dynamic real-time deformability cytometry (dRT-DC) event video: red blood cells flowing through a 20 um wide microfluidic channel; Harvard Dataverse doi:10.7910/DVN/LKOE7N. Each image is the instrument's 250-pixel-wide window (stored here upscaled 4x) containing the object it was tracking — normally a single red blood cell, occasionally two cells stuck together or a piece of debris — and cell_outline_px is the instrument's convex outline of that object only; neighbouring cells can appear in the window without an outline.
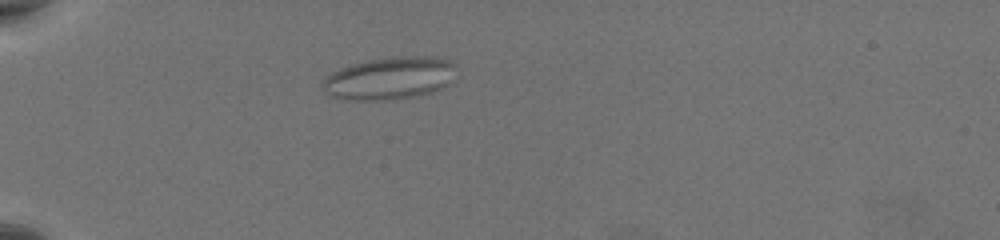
{"species": "common noctule bat (a hibernating species)", "species_latin": "Nyctalus noctula", "temperature_condition": "warm", "stored_images_in_passage": 55, "camera_frame_rate_fps": 3000, "um_per_image_px": 0.085, "animal": {"sex": "female", "body_mass_g": 19.5, "forearm_length_mm": 54.1}, "frame": {"image": 1, "passage_image": 15, "time_ms": 4.667, "image_size_px": [1000, 240], "cell_outline_px": [[456, 64], [448, 84], [432, 92], [416, 96], [392, 100], [344, 100], [328, 96], [324, 88], [324, 80], [332, 72], [352, 64], [368, 60], [400, 56], [436, 56], [448, 60]], "centroid_in_image_um": [33.11, 6.66], "position_along_channel_um": 51.9, "area_um2": 33.0}}
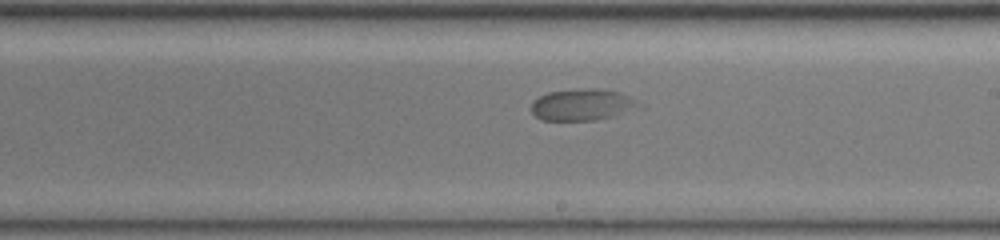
{"frame": {"image": 2, "passage_image": 33, "time_ms": 10.667, "image_size_px": [1000, 240], "cell_outline_px": [[644, 108], [596, 120], [540, 120], [532, 112], [532, 100], [548, 92], [580, 88], [600, 88], [620, 92], [644, 104]], "centroid_in_image_um": [49.56, 8.89], "position_along_channel_um": 239.4, "area_um2": 20.17}}
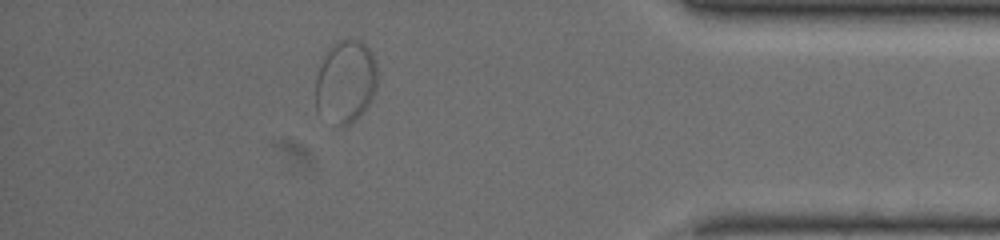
{"frame": {"image": 3, "passage_image": 49, "time_ms": 16.0, "image_size_px": [1000, 240], "cell_outline_px": [[376, 88], [368, 104], [348, 124], [336, 124], [316, 112], [316, 76], [320, 64], [324, 56], [332, 44], [336, 40], [360, 40], [372, 52], [376, 60]], "centroid_in_image_um": [29.35, 6.89], "position_along_channel_um": 405.8, "area_um2": 29.42}}